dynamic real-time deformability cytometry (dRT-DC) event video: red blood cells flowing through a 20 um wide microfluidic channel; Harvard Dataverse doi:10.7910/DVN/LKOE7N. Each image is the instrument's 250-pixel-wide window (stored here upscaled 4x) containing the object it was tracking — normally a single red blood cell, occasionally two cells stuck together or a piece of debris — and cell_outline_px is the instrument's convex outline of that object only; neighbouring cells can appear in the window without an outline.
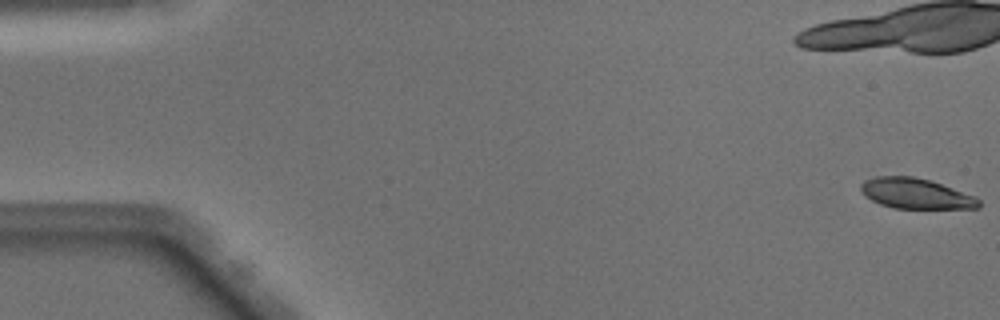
{"species": "Egyptian fruit bat (a non-hibernating species)", "species_latin": "Rousettus aegyptiacus", "temperature_condition": "warm", "stored_images_in_passage": 49, "camera_frame_rate_fps": 3000, "um_per_image_px": 0.085, "animal": {"sex": "male"}, "frame": {"image": 1, "passage_image": 1, "time_ms": 0.0, "image_size_px": [1000, 320], "cell_outline_px": [[980, 208], [896, 208], [880, 204], [864, 196], [860, 188], [860, 184], [864, 180], [876, 176], [912, 176], [928, 180], [976, 196], [980, 200]], "centroid_in_image_um": [77.82, 16.45], "position_along_channel_um": 7.2, "area_um2": 20.75}}